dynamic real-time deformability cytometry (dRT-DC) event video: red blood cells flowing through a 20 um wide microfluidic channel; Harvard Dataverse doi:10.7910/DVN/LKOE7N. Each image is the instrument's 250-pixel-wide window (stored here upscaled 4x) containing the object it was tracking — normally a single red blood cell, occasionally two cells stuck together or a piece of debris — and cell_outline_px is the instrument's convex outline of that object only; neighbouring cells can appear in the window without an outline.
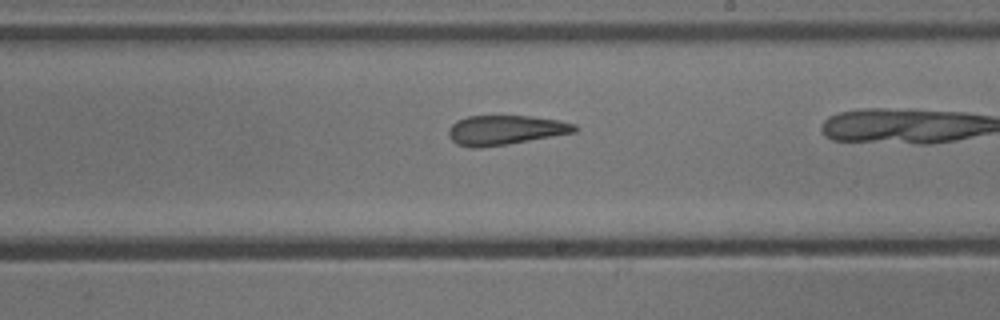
{"species": "common noctule bat (a hibernating species)", "species_latin": "Nyctalus noctula", "temperature_condition": "cold", "stored_images_in_passage": 38, "camera_frame_rate_fps": 3000, "um_per_image_px": 0.085, "animal": {"sex": "male", "body_mass_g": 13.3}, "frame": {"image": 1, "passage_image": 28, "time_ms": 9.0, "image_size_px": [1000, 320], "cell_outline_px": [[580, 128], [576, 132], [480, 148], [468, 148], [456, 144], [448, 136], [448, 128], [456, 120], [468, 116], [532, 116], [560, 120], [576, 124]], "centroid_in_image_um": [42.93, 11.05], "position_along_channel_um": 246.1, "area_um2": 21.79}}